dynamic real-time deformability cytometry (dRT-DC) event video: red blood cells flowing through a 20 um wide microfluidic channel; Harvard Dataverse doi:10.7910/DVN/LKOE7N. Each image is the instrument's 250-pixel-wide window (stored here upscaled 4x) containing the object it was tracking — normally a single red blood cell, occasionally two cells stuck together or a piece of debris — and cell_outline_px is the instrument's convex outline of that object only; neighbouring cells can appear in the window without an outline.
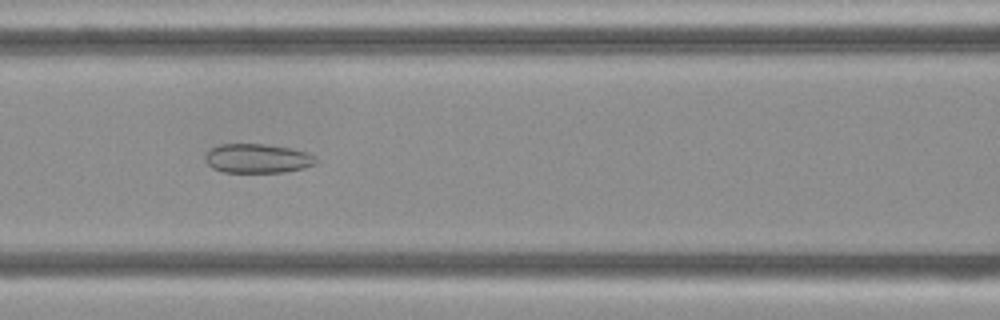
{"species": "Egyptian fruit bat (a non-hibernating species)", "species_latin": "Rousettus aegyptiacus", "temperature_condition": "cold", "stored_images_in_passage": 46, "camera_frame_rate_fps": 3000, "um_per_image_px": 0.085, "frame": {"image": 1, "passage_image": 19, "time_ms": 6.0, "image_size_px": [1000, 320], "cell_outline_px": [[316, 164], [304, 168], [284, 172], [224, 172], [212, 168], [204, 160], [204, 156], [212, 148], [220, 144], [264, 144], [292, 148], [316, 156]], "centroid_in_image_um": [21.88, 13.47], "position_along_channel_um": 144.7, "area_um2": 18.84}}
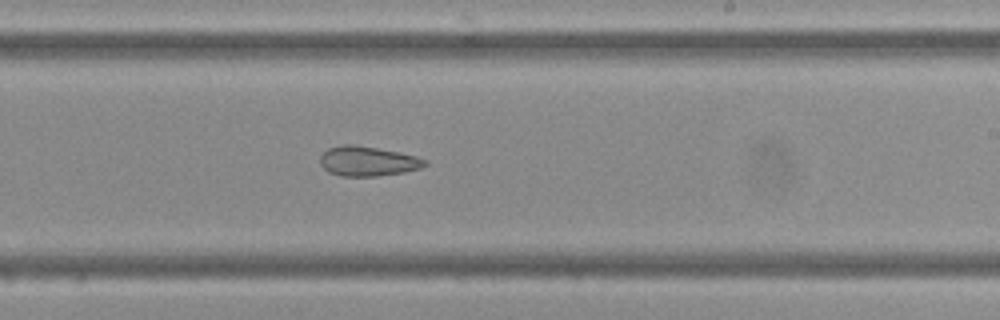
{"frame": {"image": 2, "passage_image": 27, "time_ms": 8.667, "image_size_px": [1000, 320], "cell_outline_px": [[428, 164], [420, 168], [404, 172], [376, 176], [340, 176], [328, 172], [320, 164], [320, 156], [328, 148], [344, 144], [352, 144], [400, 152], [416, 156], [428, 160]], "centroid_in_image_um": [31.26, 13.7], "position_along_channel_um": 257.7, "area_um2": 18.21}}
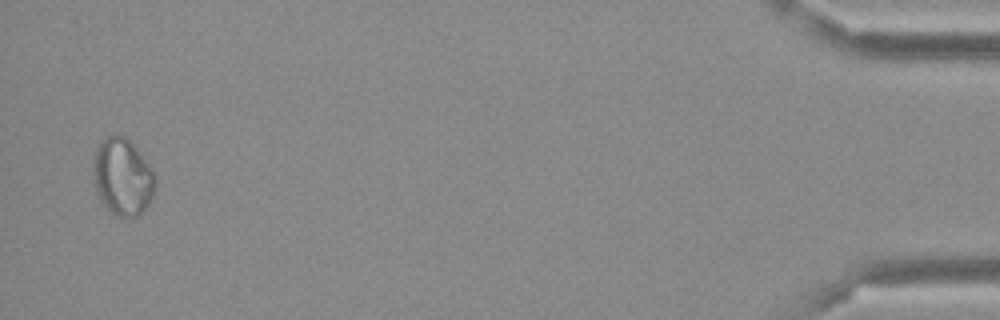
{"frame": {"image": 3, "passage_image": 45, "time_ms": 14.667, "image_size_px": [1000, 320], "cell_outline_px": [[156, 188], [148, 204], [136, 216], [120, 216], [112, 212], [100, 200], [96, 192], [92, 172], [92, 160], [96, 148], [108, 136], [124, 136], [136, 148], [148, 164], [156, 180]], "centroid_in_image_um": [10.39, 15.03], "position_along_channel_um": 424.8, "area_um2": 27.4}}